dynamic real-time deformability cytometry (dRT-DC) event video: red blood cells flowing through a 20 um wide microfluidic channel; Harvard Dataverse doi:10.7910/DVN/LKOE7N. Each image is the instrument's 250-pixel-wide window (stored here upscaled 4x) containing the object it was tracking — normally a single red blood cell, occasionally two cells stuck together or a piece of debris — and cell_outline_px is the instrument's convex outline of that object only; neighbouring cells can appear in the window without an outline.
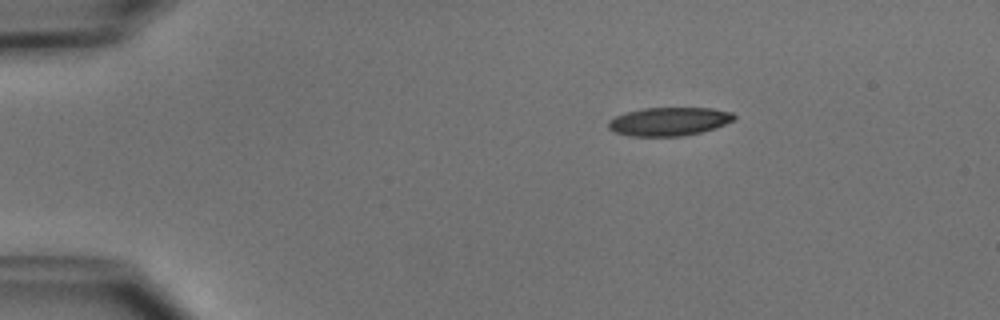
{"species": "common noctule bat (a hibernating species)", "species_latin": "Nyctalus noctula", "temperature_condition": "cold", "stored_images_in_passage": 2, "camera_frame_rate_fps": 3000, "um_per_image_px": 0.085, "animal": {"sex": "male", "body_mass_g": 15.6}, "frame": {"image": 1, "passage_image": 2, "time_ms": 2.0, "image_size_px": [1000, 320], "cell_outline_px": [[736, 116], [732, 120], [716, 128], [700, 132], [680, 136], [632, 136], [616, 132], [608, 128], [608, 120], [624, 112], [644, 108], [712, 108], [732, 112]], "centroid_in_image_um": [56.85, 10.32], "position_along_channel_um": 28.2, "area_um2": 20.75}}